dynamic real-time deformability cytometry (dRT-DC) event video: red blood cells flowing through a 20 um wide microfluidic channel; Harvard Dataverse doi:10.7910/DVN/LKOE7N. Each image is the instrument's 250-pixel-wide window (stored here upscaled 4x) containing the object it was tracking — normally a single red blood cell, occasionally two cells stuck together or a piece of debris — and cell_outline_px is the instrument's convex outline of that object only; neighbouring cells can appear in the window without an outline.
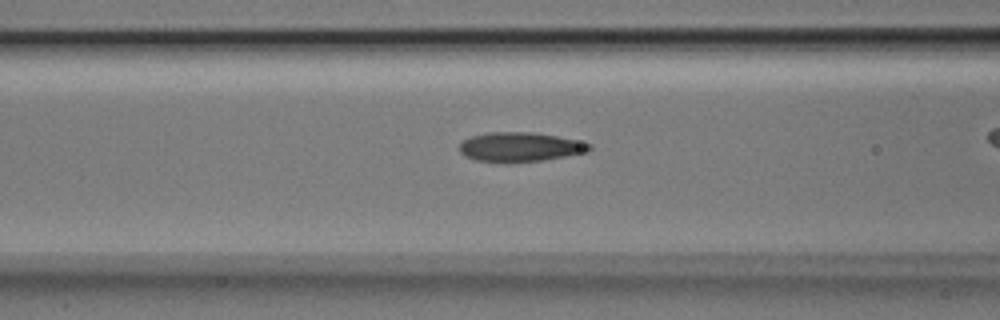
{"species": "Egyptian fruit bat (a non-hibernating species)", "species_latin": "Rousettus aegyptiacus", "temperature_condition": "room temperature", "stored_images_in_passage": 9, "camera_frame_rate_fps": 3000, "um_per_image_px": 0.085, "animal": {"sex": "male"}, "frame": {"image": 1, "passage_image": 7, "time_ms": 2.0, "image_size_px": [1000, 320], "cell_outline_px": [[592, 148], [588, 152], [544, 160], [508, 164], [476, 160], [464, 156], [460, 152], [460, 144], [464, 140], [472, 136], [488, 132], [532, 132], [556, 136], [576, 140], [592, 144]], "centroid_in_image_um": [44.2, 12.51], "position_along_channel_um": 122.4, "area_um2": 22.54}}